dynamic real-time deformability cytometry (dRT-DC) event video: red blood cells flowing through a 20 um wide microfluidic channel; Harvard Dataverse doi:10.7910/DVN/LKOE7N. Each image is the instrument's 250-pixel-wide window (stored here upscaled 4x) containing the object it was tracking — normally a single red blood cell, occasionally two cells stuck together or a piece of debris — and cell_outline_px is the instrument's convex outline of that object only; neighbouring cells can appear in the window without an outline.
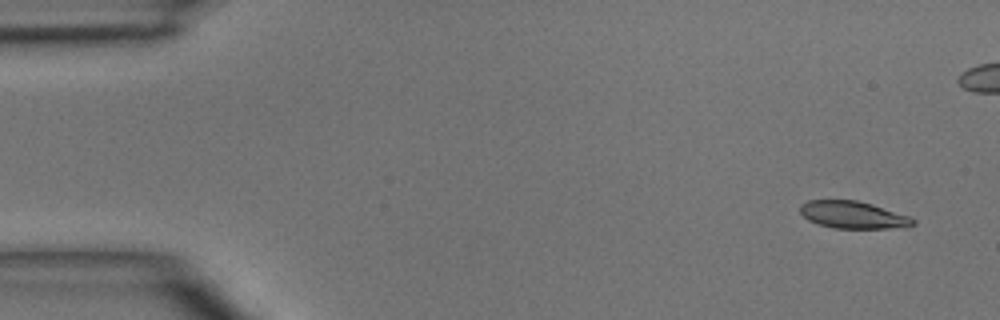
{"species": "common noctule bat (a hibernating species)", "species_latin": "Nyctalus noctula", "temperature_condition": "room temperature", "stored_images_in_passage": 5, "camera_frame_rate_fps": 3000, "um_per_image_px": 0.085, "animal": {"sex": "male", "body_mass_g": 15.6}, "frame": {"image": 1, "passage_image": 1, "time_ms": 0.0, "image_size_px": [1000, 320], "cell_outline_px": [[916, 224], [888, 228], [832, 228], [808, 220], [800, 212], [800, 204], [808, 200], [856, 200], [872, 204], [908, 216], [916, 220]], "centroid_in_image_um": [72.46, 18.25], "position_along_channel_um": 12.5, "area_um2": 17.69}}